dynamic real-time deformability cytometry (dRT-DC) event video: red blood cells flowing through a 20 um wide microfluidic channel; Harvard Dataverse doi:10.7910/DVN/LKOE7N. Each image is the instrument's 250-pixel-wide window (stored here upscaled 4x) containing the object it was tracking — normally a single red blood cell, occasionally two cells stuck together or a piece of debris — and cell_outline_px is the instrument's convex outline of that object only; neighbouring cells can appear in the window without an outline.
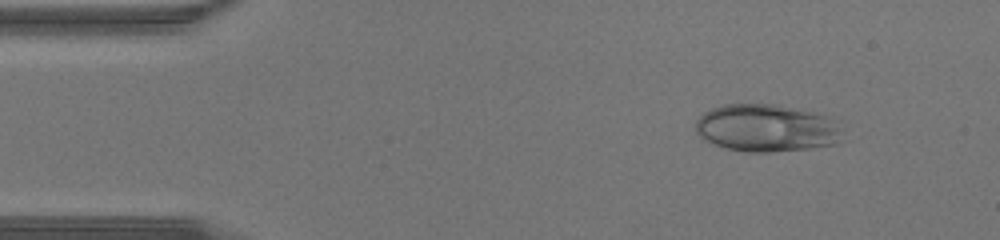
{"species": "human", "species_latin": "Homo sapiens", "temperature_condition": "warm", "stored_images_in_passage": 44, "camera_frame_rate_fps": 3000, "um_per_image_px": 0.085, "donor": {"sex": "male"}, "frame": {"image": 1, "passage_image": 5, "time_ms": 1.333, "image_size_px": [1000, 240], "cell_outline_px": [[844, 140], [836, 144], [812, 148], [772, 152], [744, 152], [728, 148], [704, 140], [696, 132], [696, 120], [704, 112], [720, 104], [772, 104], [812, 112], [840, 120]], "centroid_in_image_um": [65.21, 10.89], "position_along_channel_um": 19.8, "area_um2": 41.1}}
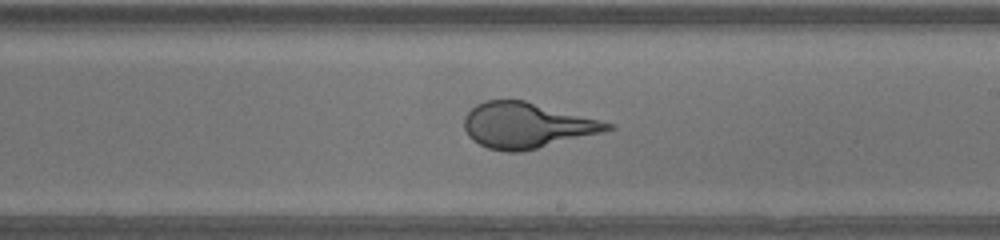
{"frame": {"image": 2, "passage_image": 25, "time_ms": 8.0, "image_size_px": [1000, 240], "cell_outline_px": [[616, 128], [604, 132], [520, 152], [508, 152], [488, 148], [472, 140], [468, 136], [464, 128], [464, 116], [476, 104], [484, 100], [524, 100], [616, 124]], "centroid_in_image_um": [44.77, 10.65], "position_along_channel_um": 244.2, "area_um2": 37.97}}
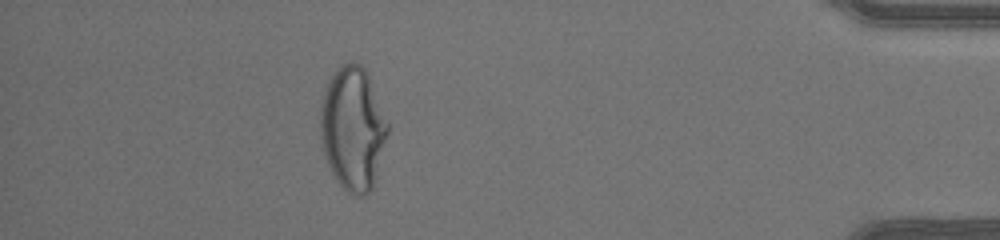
{"frame": {"image": 3, "passage_image": 39, "time_ms": 12.667, "image_size_px": [1000, 240], "cell_outline_px": [[388, 132], [376, 176], [372, 188], [364, 196], [352, 196], [336, 180], [328, 164], [324, 152], [320, 136], [320, 104], [328, 80], [336, 68], [352, 60], [360, 64], [364, 68], [368, 76], [388, 120]], "centroid_in_image_um": [29.98, 10.91], "position_along_channel_um": 405.2, "area_um2": 48.38}}